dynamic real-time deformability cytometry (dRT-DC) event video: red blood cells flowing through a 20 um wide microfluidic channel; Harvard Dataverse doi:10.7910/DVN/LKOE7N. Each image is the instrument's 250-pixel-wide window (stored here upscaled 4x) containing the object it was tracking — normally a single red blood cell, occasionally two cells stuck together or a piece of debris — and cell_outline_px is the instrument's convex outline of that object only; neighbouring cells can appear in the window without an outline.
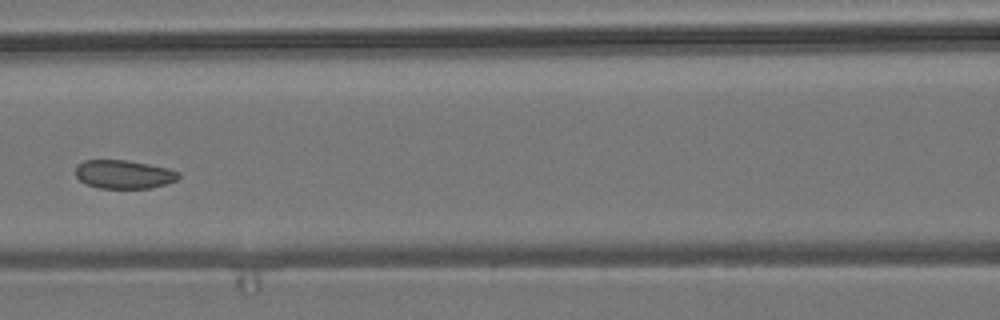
{"species": "common noctule bat (a hibernating species)", "species_latin": "Nyctalus noctula", "temperature_condition": "room temperature", "stored_images_in_passage": 9, "camera_frame_rate_fps": 3000, "um_per_image_px": 0.085, "animal": {"sex": "male", "body_mass_g": 19.2, "forearm_length_mm": 51.8}, "frame": {"image": 1, "passage_image": 7, "time_ms": 2.0, "image_size_px": [1000, 320], "cell_outline_px": [[180, 176], [176, 180], [164, 184], [148, 188], [96, 188], [84, 184], [76, 176], [76, 164], [84, 160], [128, 160], [168, 168], [180, 172]], "centroid_in_image_um": [10.49, 14.81], "position_along_channel_um": 156.1, "area_um2": 17.22}}
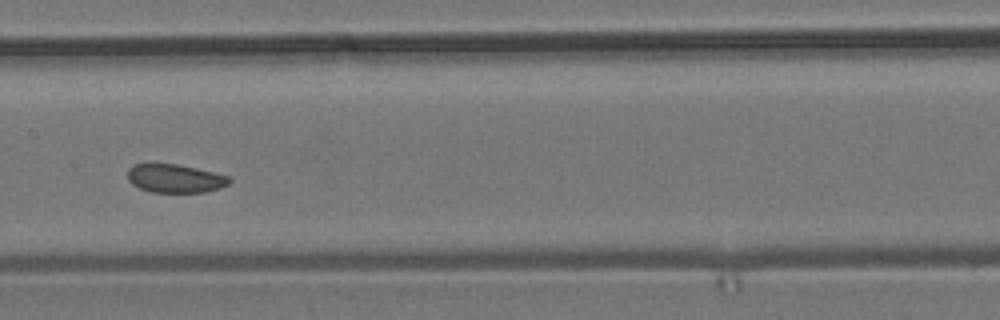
{"frame": {"image": 2, "passage_image": 8, "time_ms": 2.333, "image_size_px": [1000, 320], "cell_outline_px": [[232, 180], [228, 184], [204, 192], [152, 192], [140, 188], [132, 184], [128, 180], [128, 168], [132, 164], [176, 164], [196, 168], [228, 176]], "centroid_in_image_um": [14.84, 15.16], "position_along_channel_um": 192.6, "area_um2": 16.65}}
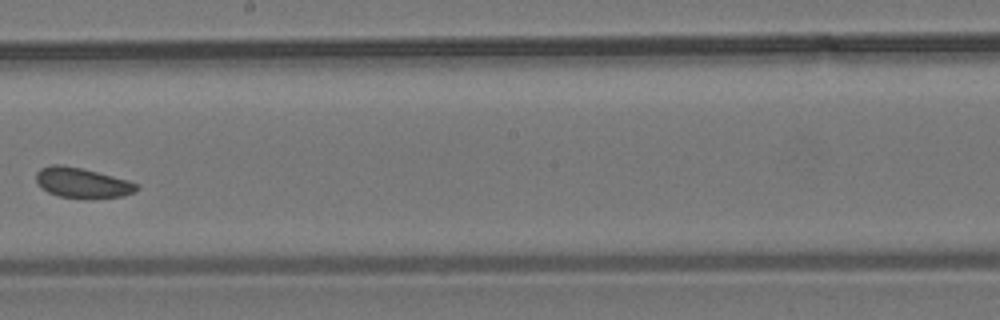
{"frame": {"image": 3, "passage_image": 9, "time_ms": 2.667, "image_size_px": [1000, 320], "cell_outline_px": [[140, 188], [124, 196], [60, 196], [48, 192], [40, 188], [36, 180], [36, 172], [40, 168], [52, 164], [56, 164], [80, 168], [128, 180], [140, 184]], "centroid_in_image_um": [6.96, 15.5], "position_along_channel_um": 241.2, "area_um2": 16.99}}